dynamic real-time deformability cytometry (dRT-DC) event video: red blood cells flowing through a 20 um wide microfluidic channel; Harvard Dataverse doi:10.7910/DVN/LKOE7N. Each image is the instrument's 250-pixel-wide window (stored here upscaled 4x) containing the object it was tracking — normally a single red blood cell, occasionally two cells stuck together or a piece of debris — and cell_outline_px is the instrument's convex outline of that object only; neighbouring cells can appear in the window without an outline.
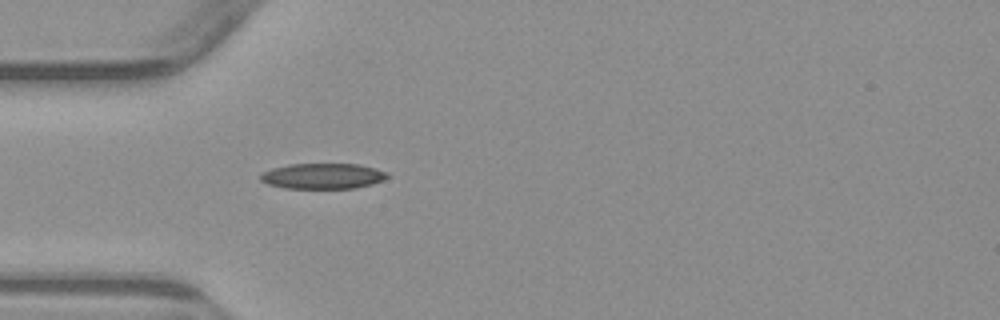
{"species": "common noctule bat (a hibernating species)", "species_latin": "Nyctalus noctula", "temperature_condition": "warm", "stored_images_in_passage": 1, "camera_frame_rate_fps": 3000, "um_per_image_px": 0.085, "animal": {"sex": "male", "body_mass_g": 23.1, "forearm_length_mm": 52.7}, "frame": {"image": 1, "passage_image": 1, "time_ms": 0.0, "image_size_px": [1000, 320], "cell_outline_px": [[392, 176], [384, 180], [372, 184], [356, 188], [284, 188], [268, 184], [260, 180], [260, 176], [264, 172], [272, 168], [288, 164], [360, 164], [376, 168], [388, 172]], "centroid_in_image_um": [27.5, 14.96], "position_along_channel_um": 57.5, "area_um2": 19.07}}